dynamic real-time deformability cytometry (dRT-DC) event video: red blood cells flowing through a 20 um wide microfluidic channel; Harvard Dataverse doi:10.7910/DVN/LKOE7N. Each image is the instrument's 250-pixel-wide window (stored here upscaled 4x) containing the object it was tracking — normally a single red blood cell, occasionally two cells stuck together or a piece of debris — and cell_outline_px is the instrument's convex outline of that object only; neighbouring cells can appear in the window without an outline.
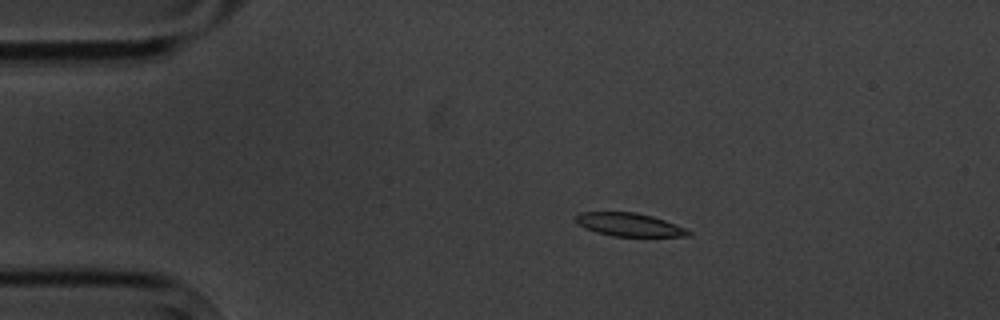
{"species": "common noctule bat (a hibernating species)", "species_latin": "Nyctalus noctula", "temperature_condition": "cold", "stored_images_in_passage": 15, "camera_frame_rate_fps": 3000, "um_per_image_px": 0.085, "animal": {"sex": "male", "body_mass_g": 20.1, "forearm_length_mm": 53.5}, "frame": {"image": 1, "passage_image": 3, "time_ms": 3.333, "image_size_px": [1000, 320], "cell_outline_px": [[692, 236], [612, 236], [596, 232], [584, 228], [576, 220], [576, 216], [580, 212], [636, 212], [652, 216], [664, 220], [684, 228], [692, 232]], "centroid_in_image_um": [53.49, 19.09], "position_along_channel_um": 31.5, "area_um2": 15.09}}
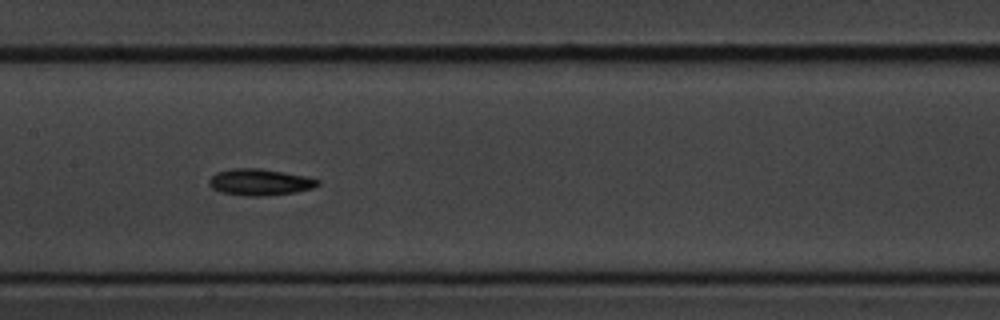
{"frame": {"image": 2, "passage_image": 8, "time_ms": 9.0, "image_size_px": [1000, 320], "cell_outline_px": [[320, 184], [312, 188], [296, 192], [260, 196], [244, 196], [220, 192], [212, 188], [208, 184], [208, 180], [216, 172], [232, 168], [260, 168], [308, 176], [320, 180]], "centroid_in_image_um": [22.08, 15.47], "position_along_channel_um": 185.3, "area_um2": 16.94}}
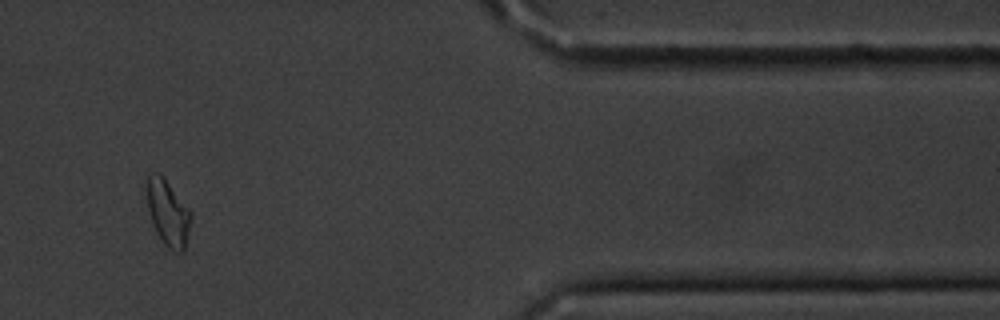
{"frame": {"image": 3, "passage_image": 13, "time_ms": 16.0, "image_size_px": [1000, 320], "cell_outline_px": [[192, 220], [184, 252], [172, 252], [164, 244], [156, 232], [152, 224], [148, 208], [144, 188], [148, 176], [152, 172], [156, 172], [168, 184], [192, 212]], "centroid_in_image_um": [14.26, 18.13], "position_along_channel_um": 397.1, "area_um2": 17.11}, "authors_computed_cell_mechanics": {"area_um2": 15.9528, "velocity_mm_per_s": 3.5052, "shape_relaxation_time_tau1_ms": 3.1024, "shape_relaxation_time_tau2_ms": null, "deformation_change_tau1": 0.0763, "deformation_change_tau2": null}}